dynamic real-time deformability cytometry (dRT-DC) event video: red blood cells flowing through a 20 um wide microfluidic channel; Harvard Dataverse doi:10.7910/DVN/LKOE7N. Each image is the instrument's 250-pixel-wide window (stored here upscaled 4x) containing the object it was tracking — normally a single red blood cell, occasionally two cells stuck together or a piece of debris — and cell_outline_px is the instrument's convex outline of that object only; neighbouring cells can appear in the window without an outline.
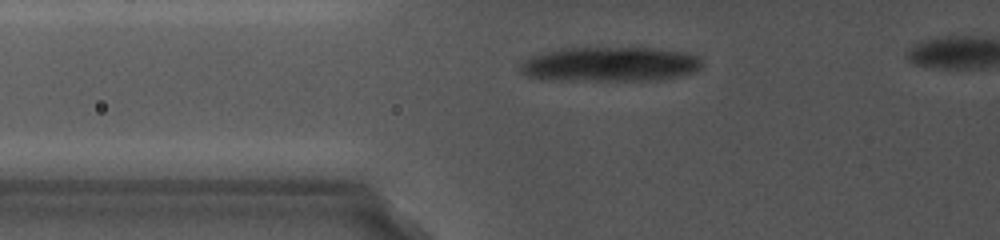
{"species": "common noctule bat (a hibernating species)", "species_latin": "Nyctalus noctula", "temperature_condition": "cold", "stored_images_in_passage": 25, "camera_frame_rate_fps": 5000, "um_per_image_px": 0.085, "animal": {"sex": "female", "body_mass_g": 19.0, "forearm_length_mm": 56.7}, "frame": {"image": 1, "passage_image": 25, "time_ms": 6.4, "image_size_px": [1000, 240], "cell_outline_px": [[692, 68], [684, 72], [668, 76], [648, 80], [600, 80], [540, 76], [524, 68], [536, 56], [552, 52], [572, 48], [636, 48], [684, 56], [692, 60]], "centroid_in_image_um": [51.76, 5.45], "position_along_channel_um": 74.0, "area_um2": 31.33}}